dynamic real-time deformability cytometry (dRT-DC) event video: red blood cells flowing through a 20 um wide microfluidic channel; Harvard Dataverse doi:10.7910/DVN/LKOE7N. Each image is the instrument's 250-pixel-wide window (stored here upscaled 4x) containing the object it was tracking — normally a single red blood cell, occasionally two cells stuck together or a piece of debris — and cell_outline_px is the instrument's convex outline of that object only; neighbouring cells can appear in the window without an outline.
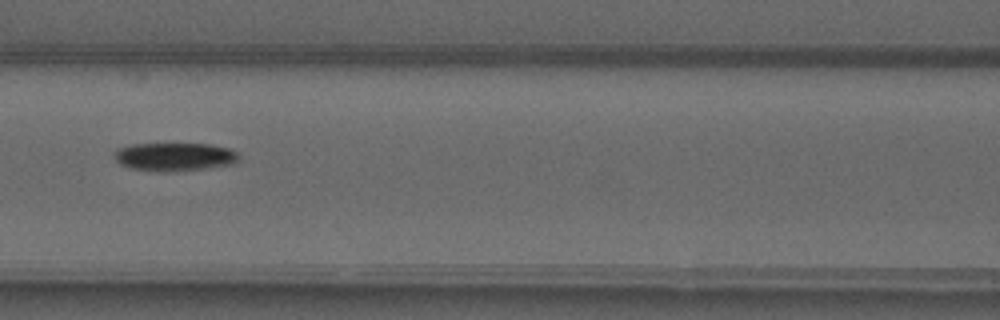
{"species": "common noctule bat (a hibernating species)", "species_latin": "Nyctalus noctula", "temperature_condition": "warm", "stored_images_in_passage": 5, "camera_frame_rate_fps": 3000, "um_per_image_px": 0.085, "animal": {"sex": "male", "forearm_length_mm": 52.5}, "frame": {"image": 1, "passage_image": 5, "time_ms": 4.667, "image_size_px": [1000, 320], "cell_outline_px": [[240, 156], [232, 164], [168, 172], [132, 168], [120, 164], [112, 156], [112, 152], [116, 148], [132, 144], [208, 144], [228, 148], [236, 152]], "centroid_in_image_um": [14.76, 13.31], "position_along_channel_um": 151.8, "area_um2": 20.29}}